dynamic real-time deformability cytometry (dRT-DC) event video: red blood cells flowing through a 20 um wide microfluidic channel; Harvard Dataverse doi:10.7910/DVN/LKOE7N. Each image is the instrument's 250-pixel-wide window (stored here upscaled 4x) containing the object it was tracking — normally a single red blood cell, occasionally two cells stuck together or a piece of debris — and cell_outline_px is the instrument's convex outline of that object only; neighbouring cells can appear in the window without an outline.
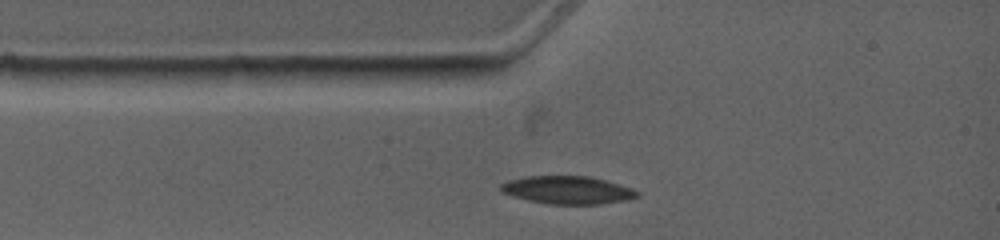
{"species": "common noctule bat (a hibernating species)", "species_latin": "Nyctalus noctula", "temperature_condition": "warm", "stored_images_in_passage": 4, "camera_frame_rate_fps": 4500, "um_per_image_px": 0.085, "animal": {"sex": "female", "body_mass_g": 19.0, "forearm_length_mm": 53.3}, "frame": {"image": 1, "passage_image": 1, "time_ms": 0.0, "image_size_px": [1000, 240], "cell_outline_px": [[640, 196], [628, 200], [600, 204], [548, 204], [528, 200], [512, 196], [500, 192], [500, 184], [508, 180], [524, 176], [588, 176], [604, 180], [632, 188], [640, 192]], "centroid_in_image_um": [48.23, 16.15], "position_along_channel_um": 36.8, "area_um2": 22.31}}
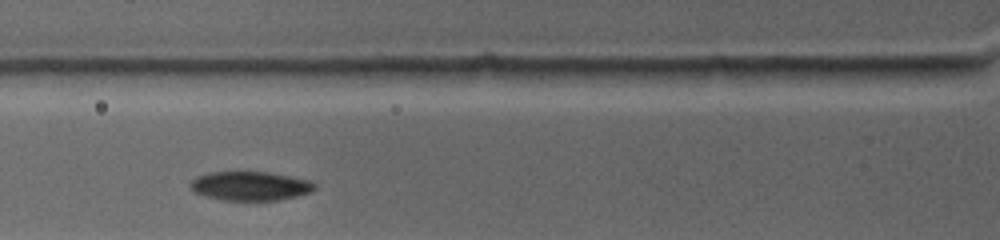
{"frame": {"image": 2, "passage_image": 3, "time_ms": 1.778, "image_size_px": [1000, 240], "cell_outline_px": [[316, 188], [312, 192], [296, 196], [276, 200], [224, 200], [204, 196], [196, 192], [188, 184], [196, 176], [208, 172], [268, 172], [308, 180], [316, 184]], "centroid_in_image_um": [21.26, 15.8], "position_along_channel_um": 104.5, "area_um2": 20.92}}
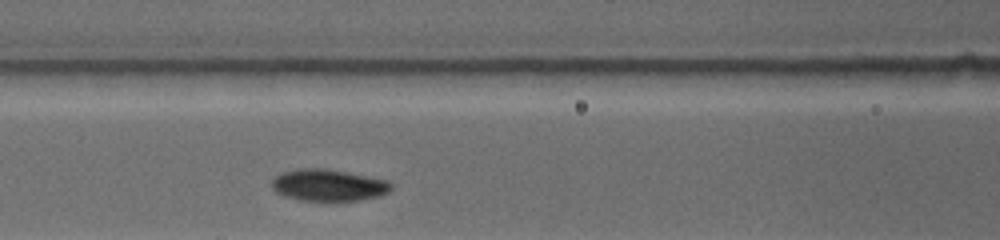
{"frame": {"image": 3, "passage_image": 4, "time_ms": 2.667, "image_size_px": [1000, 240], "cell_outline_px": [[392, 188], [388, 192], [380, 196], [360, 200], [336, 204], [324, 204], [300, 200], [284, 196], [276, 192], [272, 188], [272, 180], [276, 176], [284, 172], [300, 168], [324, 168], [388, 180], [392, 184]], "centroid_in_image_um": [27.93, 15.8], "position_along_channel_um": 138.7, "area_um2": 22.95}}